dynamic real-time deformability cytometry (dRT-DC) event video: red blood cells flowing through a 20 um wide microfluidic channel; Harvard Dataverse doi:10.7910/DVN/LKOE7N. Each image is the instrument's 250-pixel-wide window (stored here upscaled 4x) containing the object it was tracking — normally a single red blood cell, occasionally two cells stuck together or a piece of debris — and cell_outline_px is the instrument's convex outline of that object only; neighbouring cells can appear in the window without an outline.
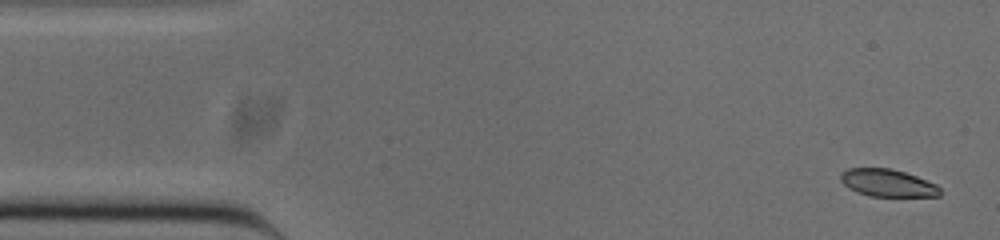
{"species": "common noctule bat (a hibernating species)", "species_latin": "Nyctalus noctula", "temperature_condition": "cold", "stored_images_in_passage": 52, "camera_frame_rate_fps": 3000, "um_per_image_px": 0.085, "animal": {"sex": "male", "body_mass_g": 20.0, "forearm_length_mm": 53.3}, "frame": {"image": 1, "passage_image": 2, "time_ms": 0.333, "image_size_px": [1000, 240], "cell_outline_px": [[940, 196], [872, 196], [856, 192], [844, 184], [840, 180], [840, 172], [848, 168], [892, 168], [916, 176], [936, 184], [940, 188]], "centroid_in_image_um": [75.43, 15.54], "position_along_channel_um": 9.6, "area_um2": 15.84}}
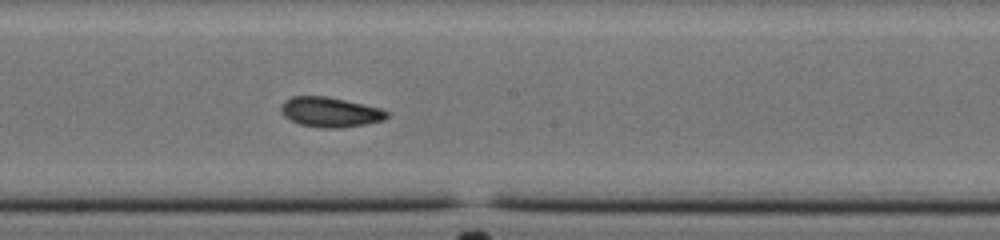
{"frame": {"image": 2, "passage_image": 27, "time_ms": 8.667, "image_size_px": [1000, 240], "cell_outline_px": [[388, 116], [384, 120], [364, 124], [340, 128], [320, 128], [300, 124], [284, 116], [280, 108], [280, 104], [284, 100], [292, 96], [328, 96], [380, 108], [388, 112]], "centroid_in_image_um": [28.04, 9.52], "position_along_channel_um": 220.2, "area_um2": 18.44}}
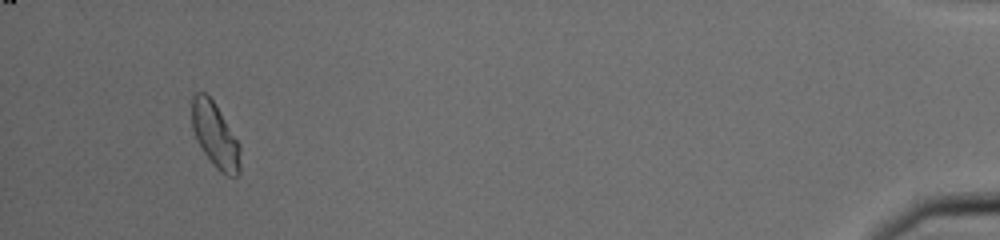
{"frame": {"image": 3, "passage_image": 49, "time_ms": 16.0, "image_size_px": [1000, 240], "cell_outline_px": [[240, 176], [228, 176], [220, 172], [216, 168], [204, 152], [196, 140], [192, 128], [192, 96], [196, 92], [204, 92], [212, 100], [240, 144]], "centroid_in_image_um": [18.29, 11.53], "position_along_channel_um": 416.9, "area_um2": 18.15}, "authors_computed_cell_mechanics": {"area_um2": 18.0336, "velocity_mm_per_s": 3.8338, "shape_relaxation_time_tau1_ms": 2.1093, "shape_relaxation_time_tau2_ms": 8.7722, "deformation_change_tau1": 0.0923, "deformation_change_tau2": 0.1644}}